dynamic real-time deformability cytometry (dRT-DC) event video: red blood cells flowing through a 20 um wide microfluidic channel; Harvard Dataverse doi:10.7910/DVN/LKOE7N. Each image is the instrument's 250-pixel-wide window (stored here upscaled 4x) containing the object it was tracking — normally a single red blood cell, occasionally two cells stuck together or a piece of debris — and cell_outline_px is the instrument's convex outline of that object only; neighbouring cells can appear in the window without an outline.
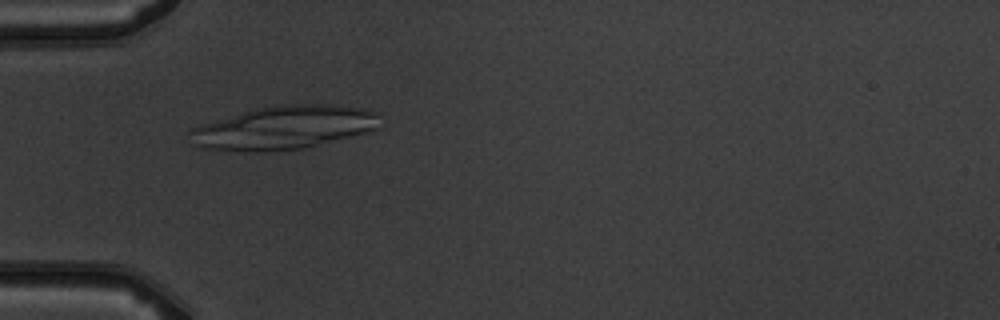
{"species": "common noctule bat (a hibernating species)", "species_latin": "Nyctalus noctula", "temperature_condition": "warm", "stored_images_in_passage": 5, "camera_frame_rate_fps": 3000, "um_per_image_px": 0.085, "animal": {"sex": "male", "body_mass_g": 19.5, "forearm_length_mm": 54.6}, "frame": {"image": 1, "passage_image": 4, "time_ms": 3.667, "image_size_px": [1000, 320], "cell_outline_px": [[380, 128], [304, 148], [272, 152], [244, 152], [200, 148], [192, 144], [188, 132], [192, 128], [200, 124], [256, 108], [276, 104], [332, 104], [360, 108], [380, 112]], "centroid_in_image_um": [24.11, 10.85], "position_along_channel_um": 60.9, "area_um2": 48.61}}